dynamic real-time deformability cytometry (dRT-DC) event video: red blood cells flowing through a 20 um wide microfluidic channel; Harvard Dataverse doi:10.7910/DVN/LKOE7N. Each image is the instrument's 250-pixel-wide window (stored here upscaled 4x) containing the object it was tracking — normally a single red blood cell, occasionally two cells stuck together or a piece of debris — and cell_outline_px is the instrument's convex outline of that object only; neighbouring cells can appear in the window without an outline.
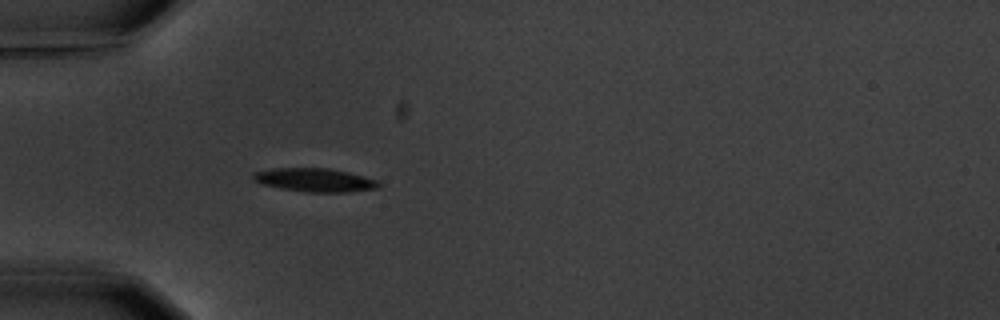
{"species": "common noctule bat (a hibernating species)", "species_latin": "Nyctalus noctula", "temperature_condition": "warm", "stored_images_in_passage": 5, "camera_frame_rate_fps": 3000, "um_per_image_px": 0.085, "animal": {"sex": "male", "body_mass_g": 20.1, "forearm_length_mm": 53.5}, "frame": {"image": 1, "passage_image": 5, "time_ms": 4.333, "image_size_px": [1000, 320], "cell_outline_px": [[380, 184], [376, 188], [348, 192], [304, 192], [280, 188], [264, 184], [252, 180], [252, 172], [272, 168], [328, 168], [348, 172], [364, 176], [376, 180]], "centroid_in_image_um": [26.71, 15.29], "position_along_channel_um": 58.3, "area_um2": 17.17}}